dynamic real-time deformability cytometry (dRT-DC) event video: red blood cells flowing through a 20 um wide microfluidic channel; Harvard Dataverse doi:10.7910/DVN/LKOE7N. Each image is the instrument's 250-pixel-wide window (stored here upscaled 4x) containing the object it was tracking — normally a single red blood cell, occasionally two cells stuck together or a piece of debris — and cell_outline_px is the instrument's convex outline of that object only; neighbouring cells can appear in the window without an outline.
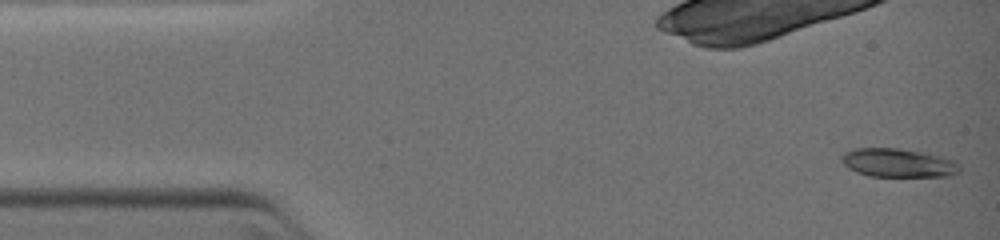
{"species": "common noctule bat (a hibernating species)", "species_latin": "Nyctalus noctula", "temperature_condition": "warm", "stored_images_in_passage": 15, "camera_frame_rate_fps": 3000, "um_per_image_px": 0.085, "animal": {"sex": "female", "body_mass_g": 19.0, "forearm_length_mm": 51.5}, "frame": {"image": 1, "passage_image": 1, "time_ms": 0.0, "image_size_px": [1000, 240], "cell_outline_px": [[960, 172], [948, 176], [868, 176], [856, 172], [848, 168], [840, 160], [840, 156], [844, 152], [856, 148], [896, 148], [928, 152], [944, 156], [956, 160], [960, 164]], "centroid_in_image_um": [76.38, 13.83], "position_along_channel_um": 8.6, "area_um2": 20.11}}
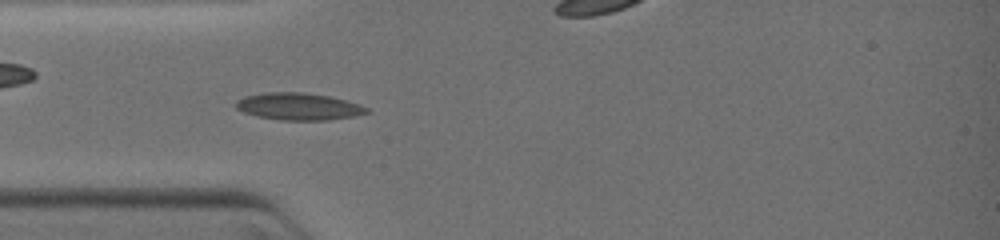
{"frame": {"image": 2, "passage_image": 11, "time_ms": 3.333, "image_size_px": [1000, 240], "cell_outline_px": [[368, 112], [352, 116], [328, 120], [280, 120], [256, 116], [244, 112], [236, 108], [236, 100], [244, 96], [268, 92], [304, 92], [328, 96], [360, 104], [368, 108]], "centroid_in_image_um": [25.34, 9.05], "position_along_channel_um": 59.7, "area_um2": 20.52}}
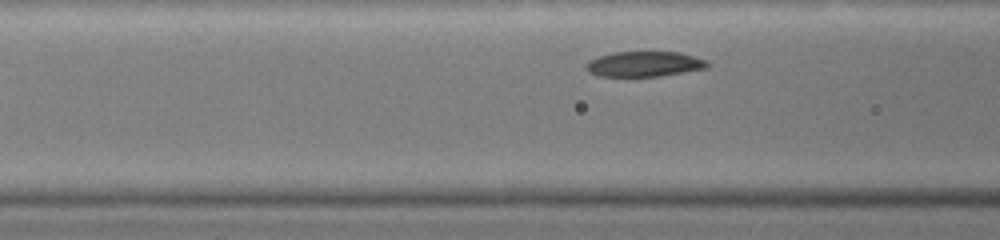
{"frame": {"image": 3, "passage_image": 15, "time_ms": 5.667, "image_size_px": [1000, 240], "cell_outline_px": [[708, 68], [660, 76], [600, 76], [588, 72], [584, 68], [584, 64], [588, 60], [612, 52], [680, 52], [704, 60], [708, 64]], "centroid_in_image_um": [54.7, 5.44], "position_along_channel_um": 111.9, "area_um2": 17.8}}